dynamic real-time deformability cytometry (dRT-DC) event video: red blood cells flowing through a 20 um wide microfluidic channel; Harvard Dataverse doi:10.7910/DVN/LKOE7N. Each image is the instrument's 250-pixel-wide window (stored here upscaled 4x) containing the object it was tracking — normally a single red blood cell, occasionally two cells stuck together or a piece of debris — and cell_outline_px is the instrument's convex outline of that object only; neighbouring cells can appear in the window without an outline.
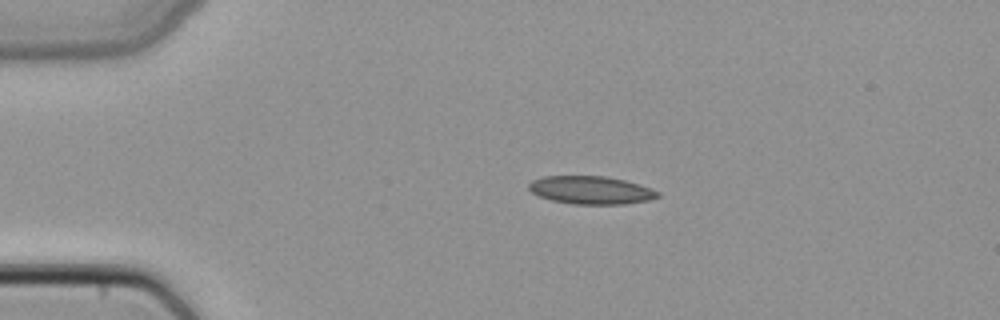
{"species": "common noctule bat (a hibernating species)", "species_latin": "Nyctalus noctula", "temperature_condition": "cold", "stored_images_in_passage": 2, "camera_frame_rate_fps": 3000, "um_per_image_px": 0.085, "animal": {"sex": "female", "body_mass_g": 22.7, "forearm_length_mm": 54.2}, "frame": {"image": 1, "passage_image": 1, "time_ms": 0.0, "image_size_px": [1000, 320], "cell_outline_px": [[660, 196], [648, 200], [624, 204], [572, 204], [552, 200], [540, 196], [532, 192], [528, 188], [528, 184], [532, 180], [544, 176], [604, 176], [624, 180], [640, 184], [652, 188], [660, 192]], "centroid_in_image_um": [50.24, 16.16], "position_along_channel_um": 34.8, "area_um2": 21.04}}